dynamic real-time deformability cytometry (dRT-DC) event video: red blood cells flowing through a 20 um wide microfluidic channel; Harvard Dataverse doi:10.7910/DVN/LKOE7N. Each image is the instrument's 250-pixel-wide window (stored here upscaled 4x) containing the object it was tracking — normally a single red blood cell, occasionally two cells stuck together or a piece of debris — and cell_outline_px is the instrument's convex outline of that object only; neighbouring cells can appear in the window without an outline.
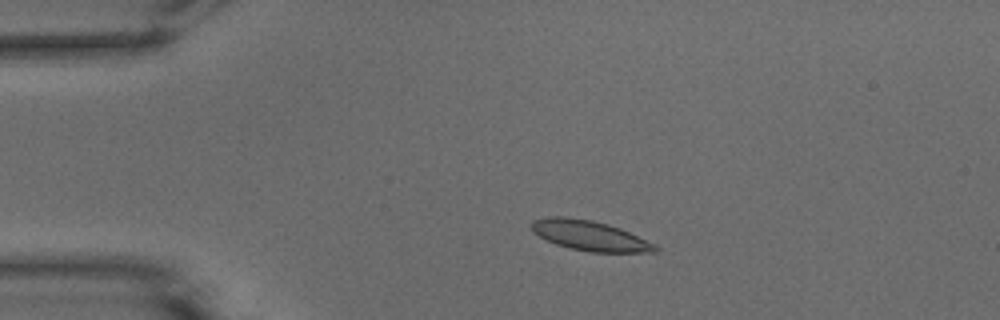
{"species": "common noctule bat (a hibernating species)", "species_latin": "Nyctalus noctula", "temperature_condition": "warm", "stored_images_in_passage": 50, "camera_frame_rate_fps": 3000, "um_per_image_px": 0.085, "animal": {"sex": "male", "body_mass_g": 15.6}, "frame": {"image": 1, "passage_image": 9, "time_ms": 2.667, "image_size_px": [1000, 320], "cell_outline_px": [[660, 248], [656, 252], [592, 252], [572, 248], [556, 244], [532, 232], [532, 220], [548, 216], [564, 216], [592, 220], [608, 224], [620, 228], [656, 244]], "centroid_in_image_um": [50.15, 20.02], "position_along_channel_um": 34.9, "area_um2": 21.56}}
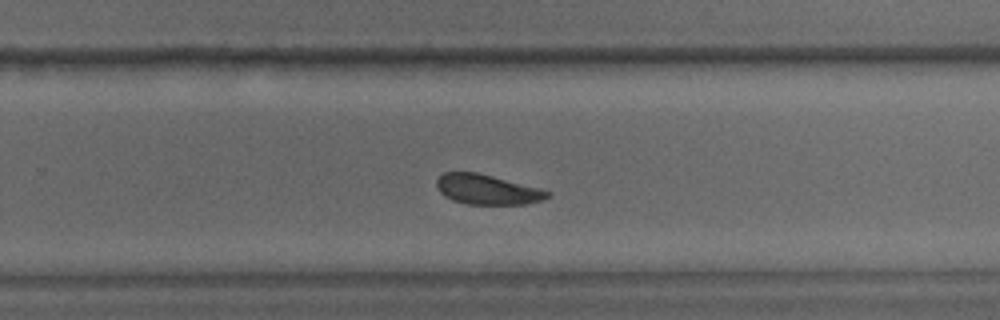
{"frame": {"image": 2, "passage_image": 32, "time_ms": 10.333, "image_size_px": [1000, 320], "cell_outline_px": [[552, 192], [548, 196], [540, 200], [524, 204], [468, 204], [452, 200], [444, 196], [436, 188], [436, 180], [444, 172], [476, 172], [540, 188]], "centroid_in_image_um": [41.37, 16.1], "position_along_channel_um": 288.4, "area_um2": 19.19}}
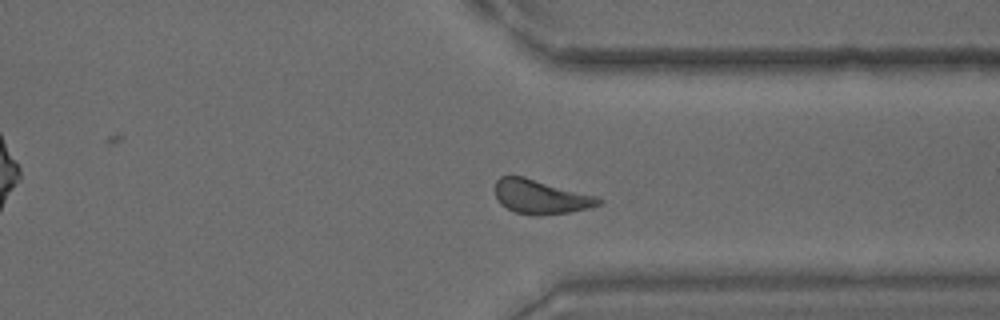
{"frame": {"image": 3, "passage_image": 38, "time_ms": 12.333, "image_size_px": [1000, 320], "cell_outline_px": [[604, 200], [600, 204], [588, 208], [572, 212], [536, 216], [532, 216], [516, 212], [500, 204], [496, 196], [496, 180], [500, 176], [524, 176], [596, 196]], "centroid_in_image_um": [45.96, 16.73], "position_along_channel_um": 365.4, "area_um2": 20.58}, "authors_computed_cell_mechanics": {"area_um2": 20.9236, "velocity_mm_per_s": 3.8482, "shape_relaxation_time_tau1_ms": 2.4555, "shape_relaxation_time_tau2_ms": 1.9724, "deformation_change_tau1": 0.1029, "deformation_change_tau2": 0.0846}}